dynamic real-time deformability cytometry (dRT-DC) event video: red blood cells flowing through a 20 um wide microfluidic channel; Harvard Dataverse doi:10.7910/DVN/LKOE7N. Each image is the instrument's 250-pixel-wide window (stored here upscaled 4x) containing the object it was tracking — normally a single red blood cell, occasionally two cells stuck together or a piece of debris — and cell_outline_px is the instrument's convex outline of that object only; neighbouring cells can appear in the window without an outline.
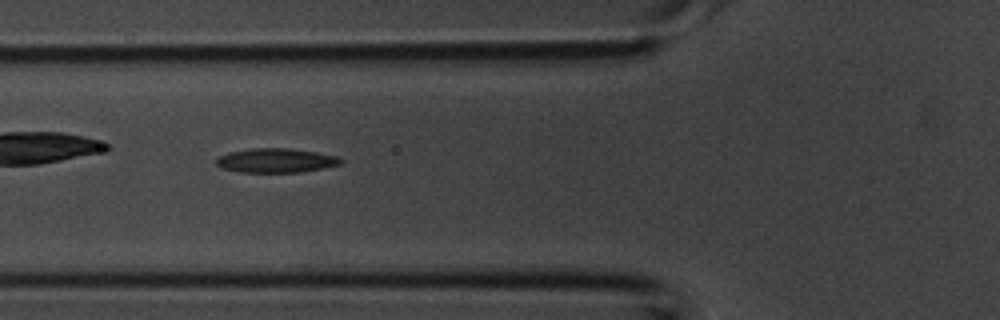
{"species": "common noctule bat (a hibernating species)", "species_latin": "Nyctalus noctula", "temperature_condition": "room temperature", "stored_images_in_passage": 2, "camera_frame_rate_fps": 3000, "um_per_image_px": 0.085, "animal": {"sex": "male", "body_mass_g": 20.1, "forearm_length_mm": 53.5}, "frame": {"image": 1, "passage_image": 2, "time_ms": 0.333, "image_size_px": [1000, 320], "cell_outline_px": [[344, 164], [324, 168], [300, 172], [240, 172], [220, 168], [216, 164], [216, 160], [220, 156], [228, 152], [252, 148], [288, 148], [316, 152], [336, 156], [344, 160]], "centroid_in_image_um": [23.47, 13.64], "position_along_channel_um": 102.3, "area_um2": 17.69}}